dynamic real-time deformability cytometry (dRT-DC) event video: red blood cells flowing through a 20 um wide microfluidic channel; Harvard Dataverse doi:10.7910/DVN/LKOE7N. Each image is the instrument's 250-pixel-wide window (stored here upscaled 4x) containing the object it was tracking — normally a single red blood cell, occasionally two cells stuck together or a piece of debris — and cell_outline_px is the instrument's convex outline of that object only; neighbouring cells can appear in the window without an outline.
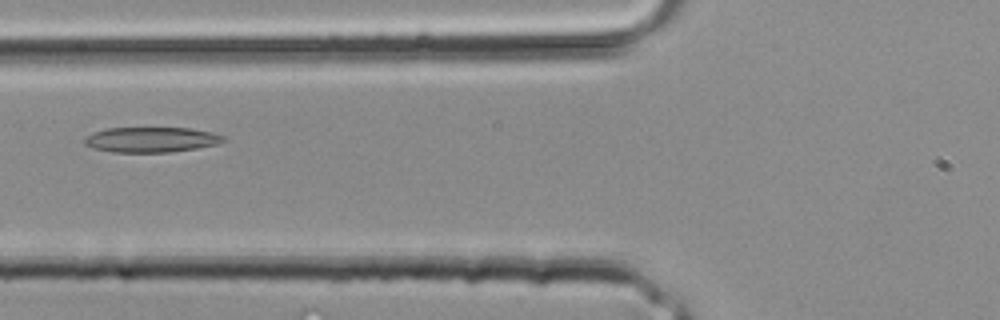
{"species": "common noctule bat (a hibernating species)", "species_latin": "Nyctalus noctula", "temperature_condition": "room temperature", "stored_images_in_passage": 28, "camera_frame_rate_fps": 3000, "um_per_image_px": 0.085, "animal": {"sex": "male", "body_mass_g": 20.4}, "frame": {"image": 1, "passage_image": 7, "time_ms": 2.0, "image_size_px": [1000, 320], "cell_outline_px": [[228, 140], [216, 144], [196, 148], [168, 152], [112, 152], [92, 148], [84, 144], [84, 136], [92, 132], [108, 128], [192, 128], [212, 132], [224, 136]], "centroid_in_image_um": [12.83, 11.86], "position_along_channel_um": 113.0, "area_um2": 20.52}}
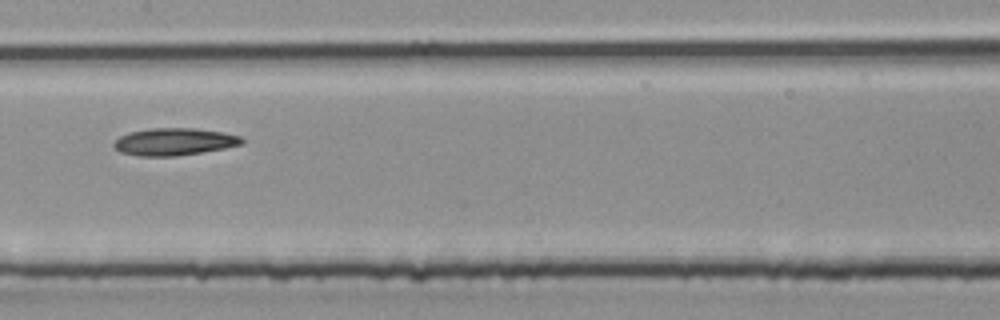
{"frame": {"image": 2, "passage_image": 11, "time_ms": 3.333, "image_size_px": [1000, 320], "cell_outline_px": [[244, 144], [224, 148], [176, 156], [140, 156], [120, 152], [112, 144], [120, 136], [128, 132], [152, 128], [196, 128], [224, 132], [240, 136], [244, 140]], "centroid_in_image_um": [14.82, 12.04], "position_along_channel_um": 192.6, "area_um2": 20.35}}
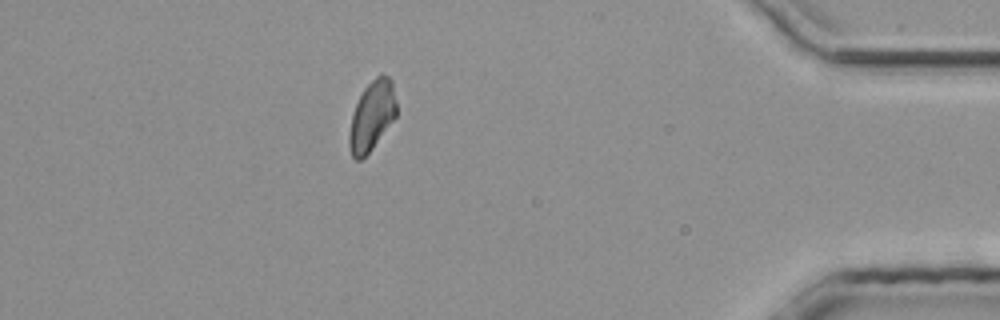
{"frame": {"image": 3, "passage_image": 24, "time_ms": 7.667, "image_size_px": [1000, 320], "cell_outline_px": [[396, 116], [372, 148], [360, 160], [356, 160], [352, 156], [348, 148], [348, 136], [352, 112], [364, 88], [380, 72], [388, 76], [392, 80], [396, 100]], "centroid_in_image_um": [31.6, 9.82], "position_along_channel_um": 403.6, "area_um2": 19.19}}